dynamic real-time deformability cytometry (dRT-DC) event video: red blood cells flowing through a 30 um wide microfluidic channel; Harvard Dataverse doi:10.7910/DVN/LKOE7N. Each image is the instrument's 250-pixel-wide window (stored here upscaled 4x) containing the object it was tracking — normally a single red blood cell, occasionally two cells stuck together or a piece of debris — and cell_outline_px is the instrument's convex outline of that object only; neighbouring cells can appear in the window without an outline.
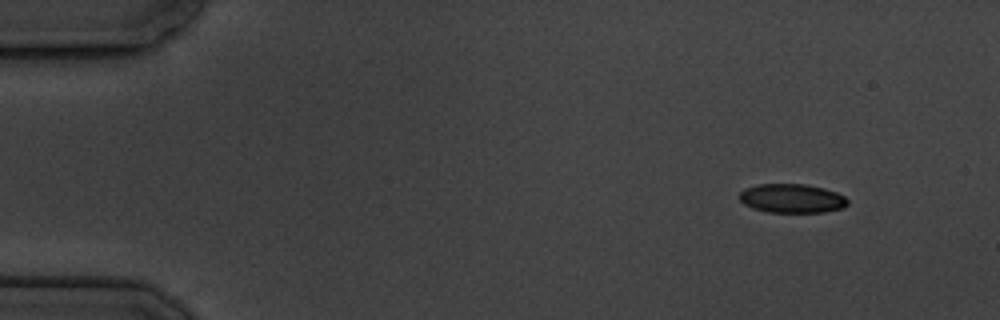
{"species": "common noctule bat (a hibernating species)", "species_latin": "Nyctalus noctula", "temperature_condition": "cold", "stored_images_in_passage": 5, "camera_frame_rate_fps": 3000, "um_per_image_px": 0.085, "animal": {"sex": "male", "body_mass_g": 19.5, "forearm_length_mm": 54.6}, "frame": {"image": 1, "passage_image": 1, "time_ms": 0.0, "image_size_px": [1000, 320], "cell_outline_px": [[848, 204], [844, 208], [824, 212], [768, 212], [752, 208], [744, 204], [740, 200], [740, 192], [744, 188], [760, 184], [804, 184], [824, 188], [836, 192], [844, 196], [848, 200]], "centroid_in_image_um": [67.32, 16.86], "position_along_channel_um": 17.7, "area_um2": 18.32}}
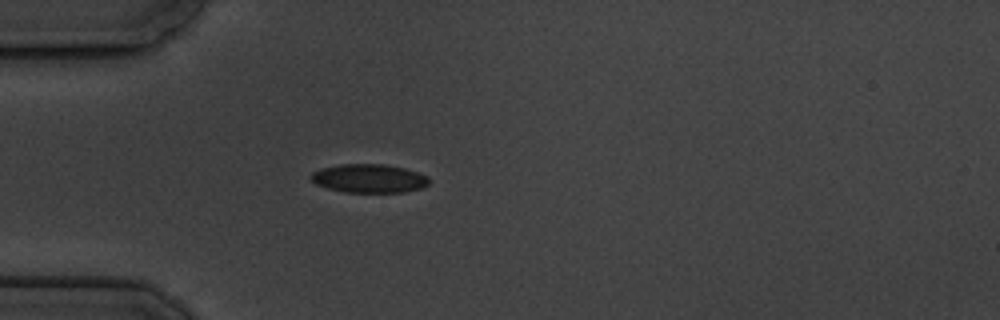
{"frame": {"image": 2, "passage_image": 4, "time_ms": 3.667, "image_size_px": [1000, 320], "cell_outline_px": [[428, 184], [420, 188], [404, 192], [344, 192], [328, 188], [316, 184], [308, 176], [312, 172], [320, 168], [340, 164], [384, 164], [404, 168], [428, 176]], "centroid_in_image_um": [31.32, 15.16], "position_along_channel_um": 53.7, "area_um2": 19.65}}